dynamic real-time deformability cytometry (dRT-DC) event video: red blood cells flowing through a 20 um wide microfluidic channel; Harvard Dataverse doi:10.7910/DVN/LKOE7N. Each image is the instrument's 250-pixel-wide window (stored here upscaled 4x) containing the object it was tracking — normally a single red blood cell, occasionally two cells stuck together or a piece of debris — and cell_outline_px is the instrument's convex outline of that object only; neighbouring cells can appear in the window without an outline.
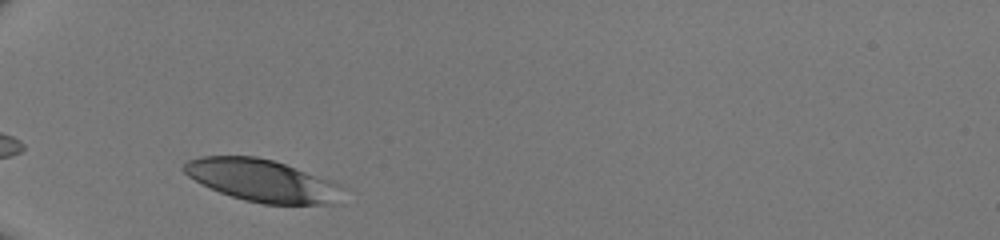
{"species": "human", "species_latin": "Homo sapiens", "temperature_condition": "room temperature", "stored_images_in_passage": 24, "camera_frame_rate_fps": 3000, "um_per_image_px": 0.085, "donor": {"sex": "male"}, "frame": {"image": 1, "passage_image": 1, "time_ms": 0.0, "image_size_px": [1000, 240], "cell_outline_px": [[344, 188], [336, 204], [264, 204], [244, 200], [220, 192], [188, 176], [180, 168], [188, 160], [200, 156], [256, 156], [272, 160], [344, 184]], "centroid_in_image_um": [22.32, 15.34], "position_along_channel_um": 62.7, "area_um2": 39.07}}
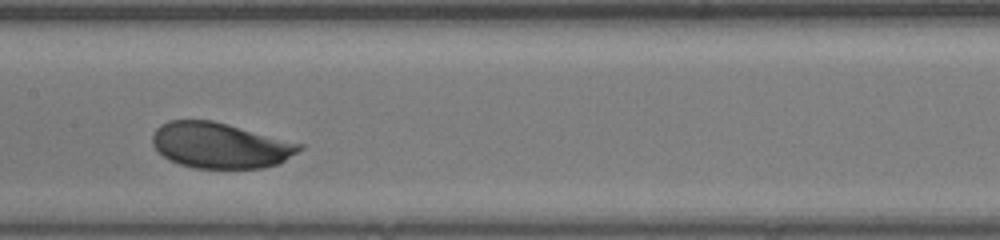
{"frame": {"image": 2, "passage_image": 11, "time_ms": 3.333, "image_size_px": [1000, 240], "cell_outline_px": [[304, 148], [280, 164], [264, 168], [196, 168], [180, 164], [168, 160], [152, 144], [152, 136], [156, 128], [160, 124], [168, 120], [212, 120], [228, 124], [304, 144]], "centroid_in_image_um": [18.73, 12.36], "position_along_channel_um": 188.7, "area_um2": 39.25}}
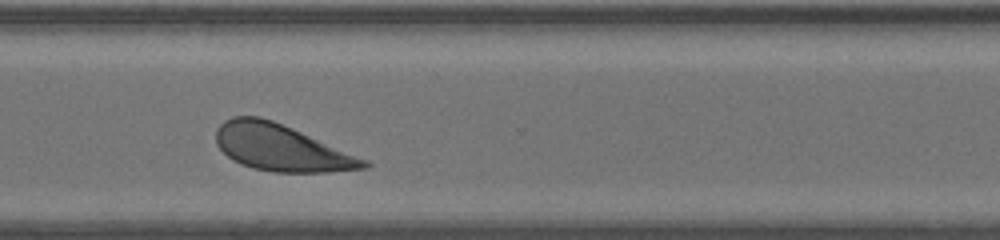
{"frame": {"image": 3, "passage_image": 22, "time_ms": 7.0, "image_size_px": [1000, 240], "cell_outline_px": [[372, 164], [368, 168], [328, 172], [272, 172], [252, 168], [240, 164], [232, 160], [216, 144], [216, 128], [224, 120], [232, 116], [260, 116], [272, 120], [368, 160]], "centroid_in_image_um": [23.88, 12.56], "position_along_channel_um": 346.7, "area_um2": 39.94}}